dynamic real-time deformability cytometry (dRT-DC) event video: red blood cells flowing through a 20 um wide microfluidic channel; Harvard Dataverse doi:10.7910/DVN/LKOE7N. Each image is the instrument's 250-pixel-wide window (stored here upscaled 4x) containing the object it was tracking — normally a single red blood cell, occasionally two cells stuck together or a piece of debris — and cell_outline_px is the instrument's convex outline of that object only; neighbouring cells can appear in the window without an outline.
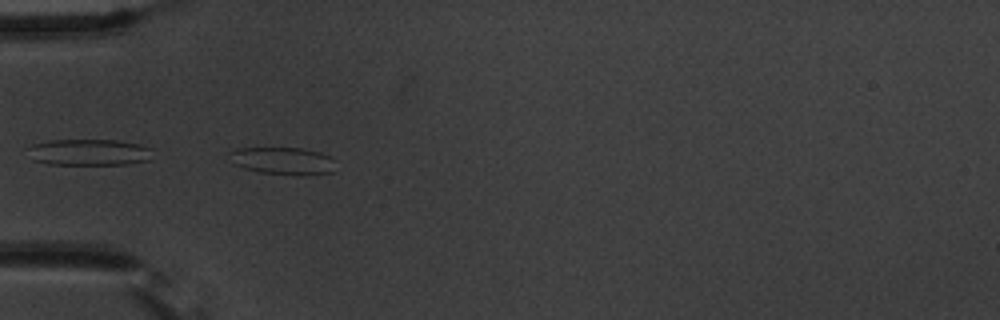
{"species": "common noctule bat (a hibernating species)", "species_latin": "Nyctalus noctula", "temperature_condition": "warm", "stored_images_in_passage": 10, "camera_frame_rate_fps": 3000, "um_per_image_px": 0.085, "animal": {"sex": "male", "body_mass_g": 20.1, "forearm_length_mm": 53.5}, "frame": {"image": 1, "passage_image": 4, "time_ms": 1.0, "image_size_px": [1000, 320], "cell_outline_px": [[332, 172], [304, 176], [296, 176], [260, 172], [244, 168], [232, 164], [228, 152], [236, 148], [304, 148], [320, 152], [328, 156], [332, 160]], "centroid_in_image_um": [23.99, 13.68], "position_along_channel_um": 61.0, "area_um2": 17.05}}